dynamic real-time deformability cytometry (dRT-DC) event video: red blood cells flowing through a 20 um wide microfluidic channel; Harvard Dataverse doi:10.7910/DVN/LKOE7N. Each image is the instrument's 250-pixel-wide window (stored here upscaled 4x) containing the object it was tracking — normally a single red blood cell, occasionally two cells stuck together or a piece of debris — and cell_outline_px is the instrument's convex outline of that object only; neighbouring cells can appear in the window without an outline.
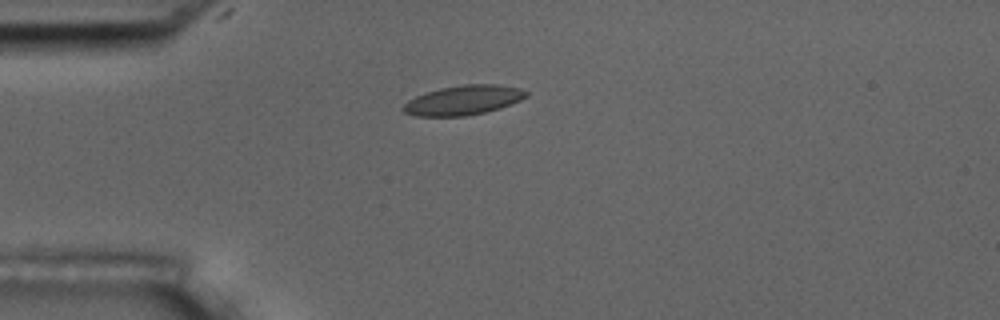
{"species": "common noctule bat (a hibernating species)", "species_latin": "Nyctalus noctula", "temperature_condition": "room temperature", "stored_images_in_passage": 10, "camera_frame_rate_fps": 3000, "um_per_image_px": 0.085, "animal": {"sex": "male", "body_mass_g": 17.5, "forearm_length_mm": 52.3}, "frame": {"image": 1, "passage_image": 1, "time_ms": 0.0, "image_size_px": [1000, 320], "cell_outline_px": [[528, 96], [512, 104], [500, 108], [484, 112], [464, 116], [416, 116], [404, 112], [400, 108], [408, 100], [416, 96], [440, 88], [464, 84], [496, 84], [520, 88], [528, 92]], "centroid_in_image_um": [39.39, 8.51], "position_along_channel_um": 45.6, "area_um2": 21.15}}
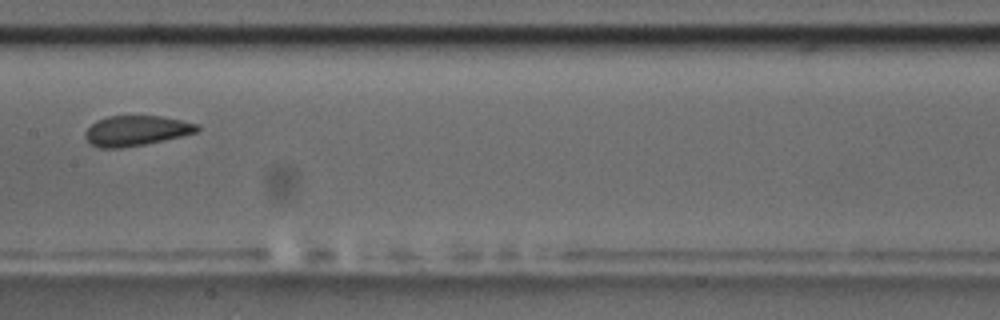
{"frame": {"image": 2, "passage_image": 5, "time_ms": 4.667, "image_size_px": [1000, 320], "cell_outline_px": [[200, 128], [196, 132], [164, 140], [144, 144], [120, 148], [100, 148], [92, 144], [84, 136], [84, 132], [96, 120], [108, 116], [160, 116], [200, 124]], "centroid_in_image_um": [11.56, 11.1], "position_along_channel_um": 195.8, "area_um2": 19.54}}
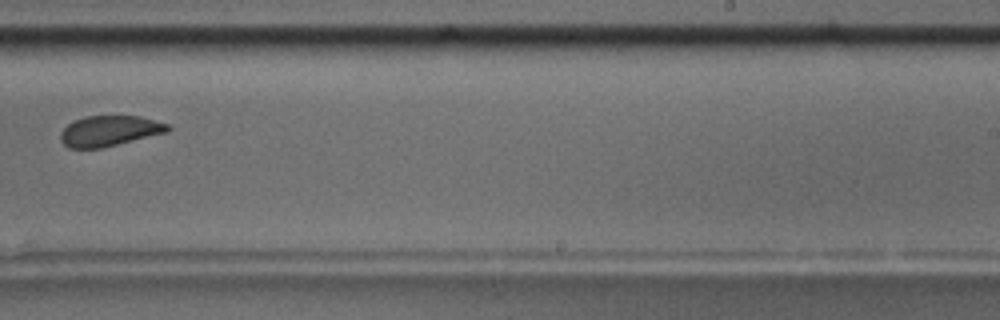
{"frame": {"image": 3, "passage_image": 7, "time_ms": 7.0, "image_size_px": [1000, 320], "cell_outline_px": [[172, 128], [168, 132], [100, 148], [68, 148], [60, 140], [60, 132], [68, 124], [84, 116], [140, 116], [168, 124]], "centroid_in_image_um": [9.3, 11.12], "position_along_channel_um": 279.7, "area_um2": 18.96}}